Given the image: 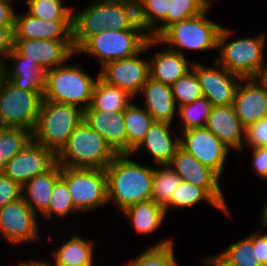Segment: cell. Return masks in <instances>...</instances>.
<instances>
[{
  "label": "cell",
  "instance_id": "cell-17",
  "mask_svg": "<svg viewBox=\"0 0 267 266\" xmlns=\"http://www.w3.org/2000/svg\"><path fill=\"white\" fill-rule=\"evenodd\" d=\"M56 163V156L32 140L20 153L7 162L1 171L22 187L37 175L45 173Z\"/></svg>",
  "mask_w": 267,
  "mask_h": 266
},
{
  "label": "cell",
  "instance_id": "cell-54",
  "mask_svg": "<svg viewBox=\"0 0 267 266\" xmlns=\"http://www.w3.org/2000/svg\"><path fill=\"white\" fill-rule=\"evenodd\" d=\"M68 266H76V265H68ZM78 266H94V265H78Z\"/></svg>",
  "mask_w": 267,
  "mask_h": 266
},
{
  "label": "cell",
  "instance_id": "cell-29",
  "mask_svg": "<svg viewBox=\"0 0 267 266\" xmlns=\"http://www.w3.org/2000/svg\"><path fill=\"white\" fill-rule=\"evenodd\" d=\"M138 235L153 234L167 218L165 208L152 200L136 203L121 212Z\"/></svg>",
  "mask_w": 267,
  "mask_h": 266
},
{
  "label": "cell",
  "instance_id": "cell-5",
  "mask_svg": "<svg viewBox=\"0 0 267 266\" xmlns=\"http://www.w3.org/2000/svg\"><path fill=\"white\" fill-rule=\"evenodd\" d=\"M83 120L84 110L79 107L43 100L33 140L57 156Z\"/></svg>",
  "mask_w": 267,
  "mask_h": 266
},
{
  "label": "cell",
  "instance_id": "cell-13",
  "mask_svg": "<svg viewBox=\"0 0 267 266\" xmlns=\"http://www.w3.org/2000/svg\"><path fill=\"white\" fill-rule=\"evenodd\" d=\"M213 61L212 65L198 61L192 64V69L202 87L203 97H206L213 106L233 105L242 78L222 67L216 60Z\"/></svg>",
  "mask_w": 267,
  "mask_h": 266
},
{
  "label": "cell",
  "instance_id": "cell-46",
  "mask_svg": "<svg viewBox=\"0 0 267 266\" xmlns=\"http://www.w3.org/2000/svg\"><path fill=\"white\" fill-rule=\"evenodd\" d=\"M14 25H0V61L13 49Z\"/></svg>",
  "mask_w": 267,
  "mask_h": 266
},
{
  "label": "cell",
  "instance_id": "cell-1",
  "mask_svg": "<svg viewBox=\"0 0 267 266\" xmlns=\"http://www.w3.org/2000/svg\"><path fill=\"white\" fill-rule=\"evenodd\" d=\"M132 159L131 153L116 154L105 168L108 204H113L119 214L129 206L151 200L154 166Z\"/></svg>",
  "mask_w": 267,
  "mask_h": 266
},
{
  "label": "cell",
  "instance_id": "cell-53",
  "mask_svg": "<svg viewBox=\"0 0 267 266\" xmlns=\"http://www.w3.org/2000/svg\"><path fill=\"white\" fill-rule=\"evenodd\" d=\"M5 79L3 62L0 61V86Z\"/></svg>",
  "mask_w": 267,
  "mask_h": 266
},
{
  "label": "cell",
  "instance_id": "cell-30",
  "mask_svg": "<svg viewBox=\"0 0 267 266\" xmlns=\"http://www.w3.org/2000/svg\"><path fill=\"white\" fill-rule=\"evenodd\" d=\"M134 99L126 90L110 85L99 77L93 89L91 103L85 110L116 113L124 111Z\"/></svg>",
  "mask_w": 267,
  "mask_h": 266
},
{
  "label": "cell",
  "instance_id": "cell-33",
  "mask_svg": "<svg viewBox=\"0 0 267 266\" xmlns=\"http://www.w3.org/2000/svg\"><path fill=\"white\" fill-rule=\"evenodd\" d=\"M206 201L209 206L219 210L225 216L232 217L231 213H227L202 187L191 184L190 182L181 181L177 189L174 191L170 203L165 207L168 214L172 208H194L201 202Z\"/></svg>",
  "mask_w": 267,
  "mask_h": 266
},
{
  "label": "cell",
  "instance_id": "cell-31",
  "mask_svg": "<svg viewBox=\"0 0 267 266\" xmlns=\"http://www.w3.org/2000/svg\"><path fill=\"white\" fill-rule=\"evenodd\" d=\"M241 240L230 243L221 252L210 255L221 266H262L257 260L253 243V233Z\"/></svg>",
  "mask_w": 267,
  "mask_h": 266
},
{
  "label": "cell",
  "instance_id": "cell-32",
  "mask_svg": "<svg viewBox=\"0 0 267 266\" xmlns=\"http://www.w3.org/2000/svg\"><path fill=\"white\" fill-rule=\"evenodd\" d=\"M140 105L139 99L137 103H135L134 99L124 110L127 153H131L141 143L146 132L154 122L150 114Z\"/></svg>",
  "mask_w": 267,
  "mask_h": 266
},
{
  "label": "cell",
  "instance_id": "cell-36",
  "mask_svg": "<svg viewBox=\"0 0 267 266\" xmlns=\"http://www.w3.org/2000/svg\"><path fill=\"white\" fill-rule=\"evenodd\" d=\"M33 140V132L22 128L0 129V172Z\"/></svg>",
  "mask_w": 267,
  "mask_h": 266
},
{
  "label": "cell",
  "instance_id": "cell-52",
  "mask_svg": "<svg viewBox=\"0 0 267 266\" xmlns=\"http://www.w3.org/2000/svg\"><path fill=\"white\" fill-rule=\"evenodd\" d=\"M264 205L262 206V211H261V218L260 220V224L262 226V230H266L267 229V201L263 203Z\"/></svg>",
  "mask_w": 267,
  "mask_h": 266
},
{
  "label": "cell",
  "instance_id": "cell-26",
  "mask_svg": "<svg viewBox=\"0 0 267 266\" xmlns=\"http://www.w3.org/2000/svg\"><path fill=\"white\" fill-rule=\"evenodd\" d=\"M82 9L73 7V43L75 51L90 37L109 29L106 17V0L87 3ZM75 10V11H74Z\"/></svg>",
  "mask_w": 267,
  "mask_h": 266
},
{
  "label": "cell",
  "instance_id": "cell-4",
  "mask_svg": "<svg viewBox=\"0 0 267 266\" xmlns=\"http://www.w3.org/2000/svg\"><path fill=\"white\" fill-rule=\"evenodd\" d=\"M212 5L213 2L201 14L169 26L158 40L186 57L185 52L190 50L194 53L218 50V37L223 25L211 17L207 18Z\"/></svg>",
  "mask_w": 267,
  "mask_h": 266
},
{
  "label": "cell",
  "instance_id": "cell-27",
  "mask_svg": "<svg viewBox=\"0 0 267 266\" xmlns=\"http://www.w3.org/2000/svg\"><path fill=\"white\" fill-rule=\"evenodd\" d=\"M61 177V165L57 162L45 173L32 178L22 187L25 203L40 217L49 206L56 181Z\"/></svg>",
  "mask_w": 267,
  "mask_h": 266
},
{
  "label": "cell",
  "instance_id": "cell-2",
  "mask_svg": "<svg viewBox=\"0 0 267 266\" xmlns=\"http://www.w3.org/2000/svg\"><path fill=\"white\" fill-rule=\"evenodd\" d=\"M233 32L229 27H222L218 37L219 54L215 60L241 78H255L266 61L267 34L261 32L234 39Z\"/></svg>",
  "mask_w": 267,
  "mask_h": 266
},
{
  "label": "cell",
  "instance_id": "cell-25",
  "mask_svg": "<svg viewBox=\"0 0 267 266\" xmlns=\"http://www.w3.org/2000/svg\"><path fill=\"white\" fill-rule=\"evenodd\" d=\"M161 46L163 50H155L149 59V73L152 79L171 86L192 69L195 60L165 47L161 42L158 49Z\"/></svg>",
  "mask_w": 267,
  "mask_h": 266
},
{
  "label": "cell",
  "instance_id": "cell-6",
  "mask_svg": "<svg viewBox=\"0 0 267 266\" xmlns=\"http://www.w3.org/2000/svg\"><path fill=\"white\" fill-rule=\"evenodd\" d=\"M115 156L104 137L83 121L56 156V162L62 167L105 169Z\"/></svg>",
  "mask_w": 267,
  "mask_h": 266
},
{
  "label": "cell",
  "instance_id": "cell-3",
  "mask_svg": "<svg viewBox=\"0 0 267 266\" xmlns=\"http://www.w3.org/2000/svg\"><path fill=\"white\" fill-rule=\"evenodd\" d=\"M99 71L91 77L78 63H65L45 72L43 100L69 104L85 110L91 103Z\"/></svg>",
  "mask_w": 267,
  "mask_h": 266
},
{
  "label": "cell",
  "instance_id": "cell-34",
  "mask_svg": "<svg viewBox=\"0 0 267 266\" xmlns=\"http://www.w3.org/2000/svg\"><path fill=\"white\" fill-rule=\"evenodd\" d=\"M174 239L169 236L160 239L146 250L139 252L134 259H129L123 266H178L175 257Z\"/></svg>",
  "mask_w": 267,
  "mask_h": 266
},
{
  "label": "cell",
  "instance_id": "cell-51",
  "mask_svg": "<svg viewBox=\"0 0 267 266\" xmlns=\"http://www.w3.org/2000/svg\"><path fill=\"white\" fill-rule=\"evenodd\" d=\"M201 266H221L217 261H215L210 255L207 254L201 256Z\"/></svg>",
  "mask_w": 267,
  "mask_h": 266
},
{
  "label": "cell",
  "instance_id": "cell-23",
  "mask_svg": "<svg viewBox=\"0 0 267 266\" xmlns=\"http://www.w3.org/2000/svg\"><path fill=\"white\" fill-rule=\"evenodd\" d=\"M83 121L104 137L106 143L116 154L127 153L124 111L107 113L99 110H84Z\"/></svg>",
  "mask_w": 267,
  "mask_h": 266
},
{
  "label": "cell",
  "instance_id": "cell-37",
  "mask_svg": "<svg viewBox=\"0 0 267 266\" xmlns=\"http://www.w3.org/2000/svg\"><path fill=\"white\" fill-rule=\"evenodd\" d=\"M65 0H24L26 12L47 21H73V7Z\"/></svg>",
  "mask_w": 267,
  "mask_h": 266
},
{
  "label": "cell",
  "instance_id": "cell-8",
  "mask_svg": "<svg viewBox=\"0 0 267 266\" xmlns=\"http://www.w3.org/2000/svg\"><path fill=\"white\" fill-rule=\"evenodd\" d=\"M79 213H90L108 204L105 169L70 168L61 166V177Z\"/></svg>",
  "mask_w": 267,
  "mask_h": 266
},
{
  "label": "cell",
  "instance_id": "cell-44",
  "mask_svg": "<svg viewBox=\"0 0 267 266\" xmlns=\"http://www.w3.org/2000/svg\"><path fill=\"white\" fill-rule=\"evenodd\" d=\"M22 198V186L0 172V208Z\"/></svg>",
  "mask_w": 267,
  "mask_h": 266
},
{
  "label": "cell",
  "instance_id": "cell-47",
  "mask_svg": "<svg viewBox=\"0 0 267 266\" xmlns=\"http://www.w3.org/2000/svg\"><path fill=\"white\" fill-rule=\"evenodd\" d=\"M253 233V243L256 249L257 260L262 266H267V230L257 228Z\"/></svg>",
  "mask_w": 267,
  "mask_h": 266
},
{
  "label": "cell",
  "instance_id": "cell-12",
  "mask_svg": "<svg viewBox=\"0 0 267 266\" xmlns=\"http://www.w3.org/2000/svg\"><path fill=\"white\" fill-rule=\"evenodd\" d=\"M180 148L213 170L221 179L231 151L207 128H193L180 133Z\"/></svg>",
  "mask_w": 267,
  "mask_h": 266
},
{
  "label": "cell",
  "instance_id": "cell-43",
  "mask_svg": "<svg viewBox=\"0 0 267 266\" xmlns=\"http://www.w3.org/2000/svg\"><path fill=\"white\" fill-rule=\"evenodd\" d=\"M245 130L244 147H267V117L250 124Z\"/></svg>",
  "mask_w": 267,
  "mask_h": 266
},
{
  "label": "cell",
  "instance_id": "cell-48",
  "mask_svg": "<svg viewBox=\"0 0 267 266\" xmlns=\"http://www.w3.org/2000/svg\"><path fill=\"white\" fill-rule=\"evenodd\" d=\"M21 0H0V25H14L16 9L14 4Z\"/></svg>",
  "mask_w": 267,
  "mask_h": 266
},
{
  "label": "cell",
  "instance_id": "cell-11",
  "mask_svg": "<svg viewBox=\"0 0 267 266\" xmlns=\"http://www.w3.org/2000/svg\"><path fill=\"white\" fill-rule=\"evenodd\" d=\"M40 217L23 197L0 208V236L12 247L40 242ZM34 241V242H33Z\"/></svg>",
  "mask_w": 267,
  "mask_h": 266
},
{
  "label": "cell",
  "instance_id": "cell-35",
  "mask_svg": "<svg viewBox=\"0 0 267 266\" xmlns=\"http://www.w3.org/2000/svg\"><path fill=\"white\" fill-rule=\"evenodd\" d=\"M181 181L169 165H154L151 200L165 208Z\"/></svg>",
  "mask_w": 267,
  "mask_h": 266
},
{
  "label": "cell",
  "instance_id": "cell-41",
  "mask_svg": "<svg viewBox=\"0 0 267 266\" xmlns=\"http://www.w3.org/2000/svg\"><path fill=\"white\" fill-rule=\"evenodd\" d=\"M121 2L130 27L139 31L148 40L158 39L147 18L143 0H121Z\"/></svg>",
  "mask_w": 267,
  "mask_h": 266
},
{
  "label": "cell",
  "instance_id": "cell-15",
  "mask_svg": "<svg viewBox=\"0 0 267 266\" xmlns=\"http://www.w3.org/2000/svg\"><path fill=\"white\" fill-rule=\"evenodd\" d=\"M146 15L158 38L174 23L201 14L212 0H143Z\"/></svg>",
  "mask_w": 267,
  "mask_h": 266
},
{
  "label": "cell",
  "instance_id": "cell-45",
  "mask_svg": "<svg viewBox=\"0 0 267 266\" xmlns=\"http://www.w3.org/2000/svg\"><path fill=\"white\" fill-rule=\"evenodd\" d=\"M251 152L252 171L259 179L267 181V147H251L248 148Z\"/></svg>",
  "mask_w": 267,
  "mask_h": 266
},
{
  "label": "cell",
  "instance_id": "cell-38",
  "mask_svg": "<svg viewBox=\"0 0 267 266\" xmlns=\"http://www.w3.org/2000/svg\"><path fill=\"white\" fill-rule=\"evenodd\" d=\"M213 105L206 98L196 99L192 103H188L178 107L177 116L180 122V131H186L193 128H204L207 119L211 113Z\"/></svg>",
  "mask_w": 267,
  "mask_h": 266
},
{
  "label": "cell",
  "instance_id": "cell-10",
  "mask_svg": "<svg viewBox=\"0 0 267 266\" xmlns=\"http://www.w3.org/2000/svg\"><path fill=\"white\" fill-rule=\"evenodd\" d=\"M160 46L158 39L148 40L145 48L137 55L108 62L99 69V77L106 83L126 90L135 99L142 86L150 77L149 60L142 58L143 53L150 52Z\"/></svg>",
  "mask_w": 267,
  "mask_h": 266
},
{
  "label": "cell",
  "instance_id": "cell-49",
  "mask_svg": "<svg viewBox=\"0 0 267 266\" xmlns=\"http://www.w3.org/2000/svg\"><path fill=\"white\" fill-rule=\"evenodd\" d=\"M40 259V260H39ZM18 264H16V266H57L54 261L51 262L50 260L46 261V258L44 260H42L41 258H37V259H29V261L27 260H19V262H17Z\"/></svg>",
  "mask_w": 267,
  "mask_h": 266
},
{
  "label": "cell",
  "instance_id": "cell-28",
  "mask_svg": "<svg viewBox=\"0 0 267 266\" xmlns=\"http://www.w3.org/2000/svg\"><path fill=\"white\" fill-rule=\"evenodd\" d=\"M93 238L85 239L78 235V232L72 234V237L58 244L57 248L53 249L49 255L52 256V261L57 266L68 265H96L94 259V244Z\"/></svg>",
  "mask_w": 267,
  "mask_h": 266
},
{
  "label": "cell",
  "instance_id": "cell-7",
  "mask_svg": "<svg viewBox=\"0 0 267 266\" xmlns=\"http://www.w3.org/2000/svg\"><path fill=\"white\" fill-rule=\"evenodd\" d=\"M147 41L148 39L135 29H105L88 38L76 50V55L85 54L97 59L101 68L108 62L137 55L145 48Z\"/></svg>",
  "mask_w": 267,
  "mask_h": 266
},
{
  "label": "cell",
  "instance_id": "cell-24",
  "mask_svg": "<svg viewBox=\"0 0 267 266\" xmlns=\"http://www.w3.org/2000/svg\"><path fill=\"white\" fill-rule=\"evenodd\" d=\"M143 97L142 106L154 122L173 124L176 121L178 106L171 92V86L149 77L142 86L137 98ZM175 120V121H174Z\"/></svg>",
  "mask_w": 267,
  "mask_h": 266
},
{
  "label": "cell",
  "instance_id": "cell-22",
  "mask_svg": "<svg viewBox=\"0 0 267 266\" xmlns=\"http://www.w3.org/2000/svg\"><path fill=\"white\" fill-rule=\"evenodd\" d=\"M205 128L211 131L228 149L243 151L245 127L242 125L233 105L213 106Z\"/></svg>",
  "mask_w": 267,
  "mask_h": 266
},
{
  "label": "cell",
  "instance_id": "cell-14",
  "mask_svg": "<svg viewBox=\"0 0 267 266\" xmlns=\"http://www.w3.org/2000/svg\"><path fill=\"white\" fill-rule=\"evenodd\" d=\"M169 166L182 181L202 187L228 214L231 213L222 191V179L213 170L181 148L176 151Z\"/></svg>",
  "mask_w": 267,
  "mask_h": 266
},
{
  "label": "cell",
  "instance_id": "cell-19",
  "mask_svg": "<svg viewBox=\"0 0 267 266\" xmlns=\"http://www.w3.org/2000/svg\"><path fill=\"white\" fill-rule=\"evenodd\" d=\"M233 107L242 125L267 117V88L256 78H242L236 90Z\"/></svg>",
  "mask_w": 267,
  "mask_h": 266
},
{
  "label": "cell",
  "instance_id": "cell-20",
  "mask_svg": "<svg viewBox=\"0 0 267 266\" xmlns=\"http://www.w3.org/2000/svg\"><path fill=\"white\" fill-rule=\"evenodd\" d=\"M15 13L14 39L73 40V21H47L25 10Z\"/></svg>",
  "mask_w": 267,
  "mask_h": 266
},
{
  "label": "cell",
  "instance_id": "cell-42",
  "mask_svg": "<svg viewBox=\"0 0 267 266\" xmlns=\"http://www.w3.org/2000/svg\"><path fill=\"white\" fill-rule=\"evenodd\" d=\"M106 17L109 29H132L127 21L121 0H106Z\"/></svg>",
  "mask_w": 267,
  "mask_h": 266
},
{
  "label": "cell",
  "instance_id": "cell-16",
  "mask_svg": "<svg viewBox=\"0 0 267 266\" xmlns=\"http://www.w3.org/2000/svg\"><path fill=\"white\" fill-rule=\"evenodd\" d=\"M13 48L46 72L76 56L73 40L14 39Z\"/></svg>",
  "mask_w": 267,
  "mask_h": 266
},
{
  "label": "cell",
  "instance_id": "cell-50",
  "mask_svg": "<svg viewBox=\"0 0 267 266\" xmlns=\"http://www.w3.org/2000/svg\"><path fill=\"white\" fill-rule=\"evenodd\" d=\"M265 88H267V60L265 61L262 69L255 77Z\"/></svg>",
  "mask_w": 267,
  "mask_h": 266
},
{
  "label": "cell",
  "instance_id": "cell-40",
  "mask_svg": "<svg viewBox=\"0 0 267 266\" xmlns=\"http://www.w3.org/2000/svg\"><path fill=\"white\" fill-rule=\"evenodd\" d=\"M171 92L178 107L203 97L202 87L193 69L171 85Z\"/></svg>",
  "mask_w": 267,
  "mask_h": 266
},
{
  "label": "cell",
  "instance_id": "cell-39",
  "mask_svg": "<svg viewBox=\"0 0 267 266\" xmlns=\"http://www.w3.org/2000/svg\"><path fill=\"white\" fill-rule=\"evenodd\" d=\"M79 213L73 206V201L69 193L67 184L59 178L50 196L48 209L40 216L42 220H53L54 217L65 219L71 214ZM53 215V218H52Z\"/></svg>",
  "mask_w": 267,
  "mask_h": 266
},
{
  "label": "cell",
  "instance_id": "cell-9",
  "mask_svg": "<svg viewBox=\"0 0 267 266\" xmlns=\"http://www.w3.org/2000/svg\"><path fill=\"white\" fill-rule=\"evenodd\" d=\"M43 95L16 88L4 79L0 86V127L34 131Z\"/></svg>",
  "mask_w": 267,
  "mask_h": 266
},
{
  "label": "cell",
  "instance_id": "cell-21",
  "mask_svg": "<svg viewBox=\"0 0 267 266\" xmlns=\"http://www.w3.org/2000/svg\"><path fill=\"white\" fill-rule=\"evenodd\" d=\"M2 62L5 79L12 85L25 91H38L44 94L45 71L36 61H31L13 48ZM9 62H12L11 65Z\"/></svg>",
  "mask_w": 267,
  "mask_h": 266
},
{
  "label": "cell",
  "instance_id": "cell-18",
  "mask_svg": "<svg viewBox=\"0 0 267 266\" xmlns=\"http://www.w3.org/2000/svg\"><path fill=\"white\" fill-rule=\"evenodd\" d=\"M174 126L165 122H153L141 143L131 152L132 156L146 152L157 165H169L180 148V136ZM177 135V136H176Z\"/></svg>",
  "mask_w": 267,
  "mask_h": 266
}]
</instances>
